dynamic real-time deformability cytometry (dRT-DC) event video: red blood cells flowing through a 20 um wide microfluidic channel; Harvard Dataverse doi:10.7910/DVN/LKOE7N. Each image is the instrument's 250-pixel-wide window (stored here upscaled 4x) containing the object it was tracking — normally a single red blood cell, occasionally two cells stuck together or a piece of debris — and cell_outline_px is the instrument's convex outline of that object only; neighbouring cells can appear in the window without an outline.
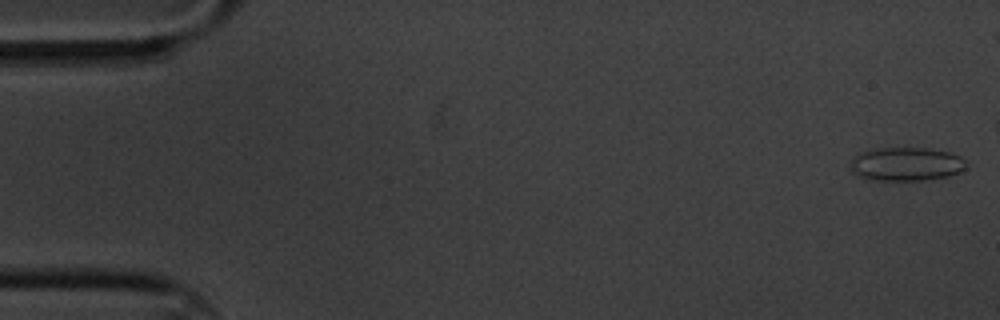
{"species": "common noctule bat (a hibernating species)", "species_latin": "Nyctalus noctula", "temperature_condition": "cold", "stored_images_in_passage": 9, "camera_frame_rate_fps": 3000, "um_per_image_px": 0.085, "animal": {"sex": "male", "body_mass_g": 20.1, "forearm_length_mm": 53.5}, "frame": {"image": 1, "passage_image": 1, "time_ms": 0.0, "image_size_px": [1000, 320], "cell_outline_px": [[968, 168], [960, 172], [948, 176], [924, 180], [868, 180], [852, 172], [848, 164], [852, 156], [856, 152], [876, 148], [924, 148], [948, 152], [960, 156], [964, 160]], "centroid_in_image_um": [76.96, 13.94], "position_along_channel_um": 8.0, "area_um2": 23.06}}